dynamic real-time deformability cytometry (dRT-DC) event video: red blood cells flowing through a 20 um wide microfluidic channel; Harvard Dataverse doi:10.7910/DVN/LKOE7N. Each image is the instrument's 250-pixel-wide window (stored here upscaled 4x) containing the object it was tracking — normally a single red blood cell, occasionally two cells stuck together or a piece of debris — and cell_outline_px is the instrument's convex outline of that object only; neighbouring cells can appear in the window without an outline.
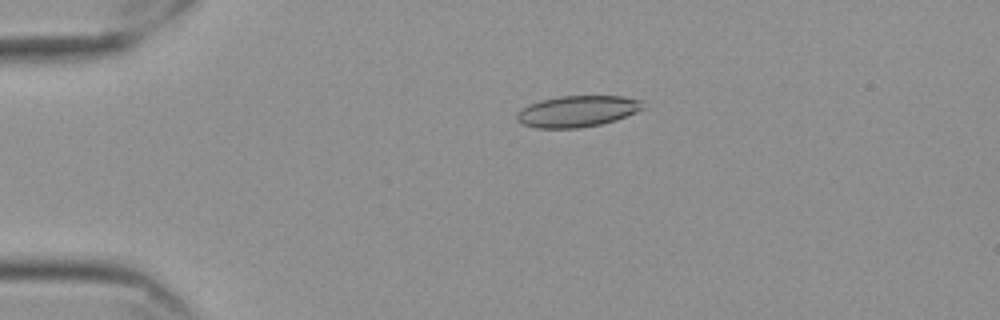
{"species": "Egyptian fruit bat (a non-hibernating species)", "species_latin": "Rousettus aegyptiacus", "temperature_condition": "cold", "stored_images_in_passage": 58, "camera_frame_rate_fps": 3000, "um_per_image_px": 0.085, "frame": {"image": 1, "passage_image": 13, "time_ms": 4.0, "image_size_px": [1000, 320], "cell_outline_px": [[644, 108], [636, 112], [616, 120], [600, 124], [580, 128], [536, 128], [520, 124], [516, 120], [516, 112], [520, 108], [528, 104], [540, 100], [560, 96], [624, 96], [644, 100]], "centroid_in_image_um": [49.05, 9.45], "position_along_channel_um": 36.0, "area_um2": 23.35}}
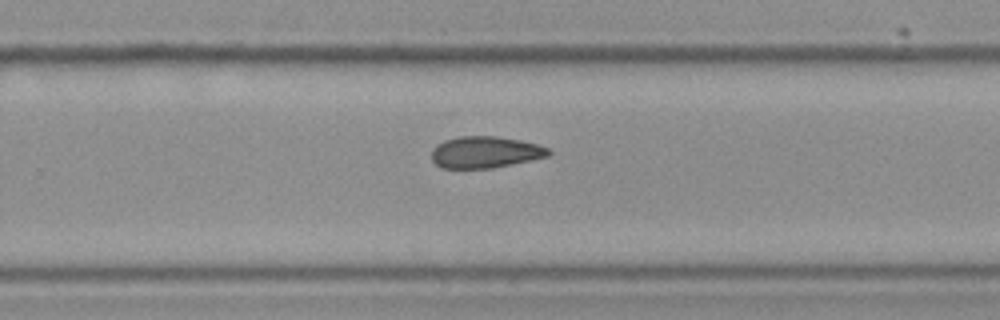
{"frame": {"image": 2, "passage_image": 38, "time_ms": 12.333, "image_size_px": [1000, 320], "cell_outline_px": [[552, 152], [548, 156], [532, 160], [492, 168], [444, 168], [436, 164], [432, 160], [432, 148], [436, 144], [444, 140], [460, 136], [496, 136], [520, 140], [536, 144], [548, 148]], "centroid_in_image_um": [41.23, 12.93], "position_along_channel_um": 288.6, "area_um2": 21.56}}
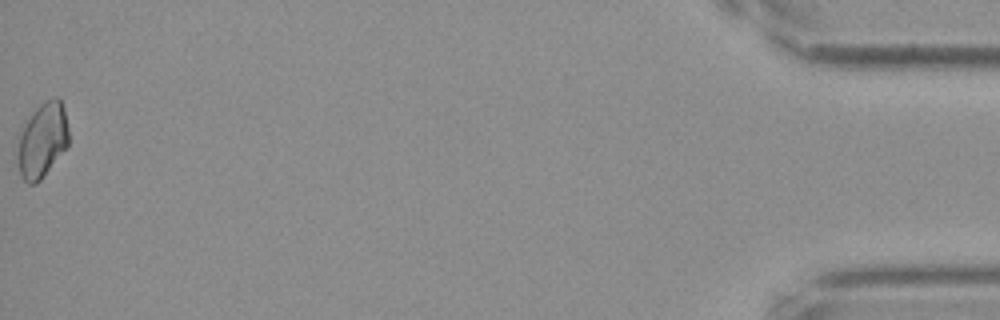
{"frame": {"image": 3, "passage_image": 58, "time_ms": 19.0, "image_size_px": [1000, 320], "cell_outline_px": [[68, 144], [40, 180], [36, 184], [28, 184], [24, 180], [20, 172], [12, 152], [20, 128], [32, 112], [44, 100], [56, 96], [60, 100], [64, 108], [68, 128]], "centroid_in_image_um": [3.5, 11.91], "position_along_channel_um": 431.7, "area_um2": 22.95}}